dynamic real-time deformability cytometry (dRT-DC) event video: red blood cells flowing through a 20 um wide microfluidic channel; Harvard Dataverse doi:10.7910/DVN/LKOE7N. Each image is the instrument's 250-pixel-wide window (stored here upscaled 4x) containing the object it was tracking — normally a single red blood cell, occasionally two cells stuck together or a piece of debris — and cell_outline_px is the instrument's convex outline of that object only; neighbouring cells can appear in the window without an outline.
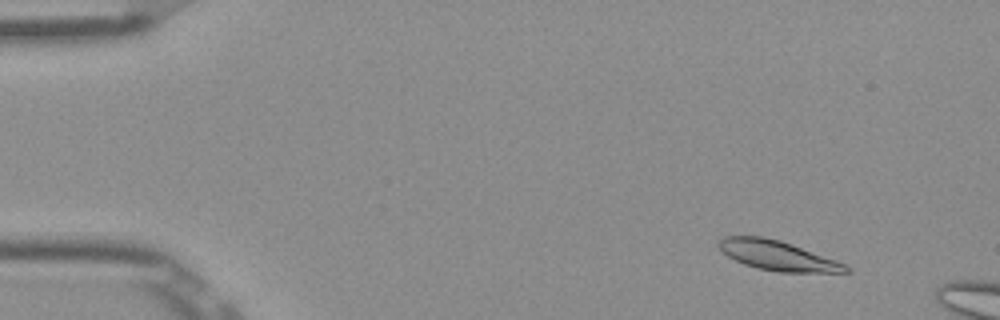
{"species": "Egyptian fruit bat (a non-hibernating species)", "species_latin": "Rousettus aegyptiacus", "temperature_condition": "room temperature", "stored_images_in_passage": 8, "camera_frame_rate_fps": 3000, "um_per_image_px": 0.085, "frame": {"image": 1, "passage_image": 2, "time_ms": 0.333, "image_size_px": [1000, 320], "cell_outline_px": [[852, 272], [776, 272], [756, 268], [744, 264], [728, 256], [716, 244], [716, 240], [724, 236], [760, 236], [780, 240], [792, 244], [848, 264], [852, 268]], "centroid_in_image_um": [66.12, 21.72], "position_along_channel_um": 18.9, "area_um2": 22.2}}